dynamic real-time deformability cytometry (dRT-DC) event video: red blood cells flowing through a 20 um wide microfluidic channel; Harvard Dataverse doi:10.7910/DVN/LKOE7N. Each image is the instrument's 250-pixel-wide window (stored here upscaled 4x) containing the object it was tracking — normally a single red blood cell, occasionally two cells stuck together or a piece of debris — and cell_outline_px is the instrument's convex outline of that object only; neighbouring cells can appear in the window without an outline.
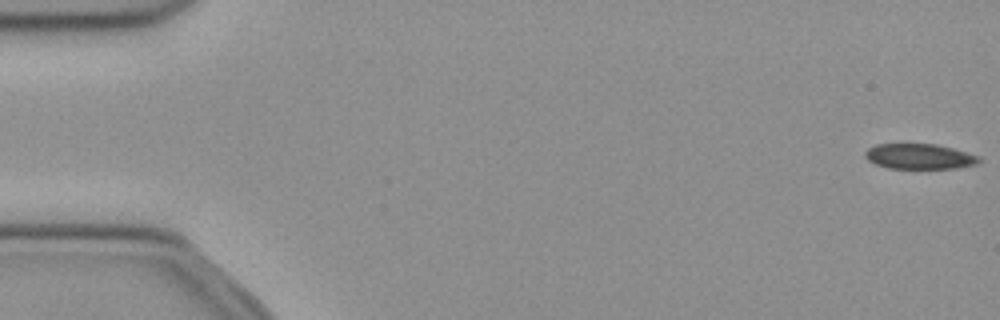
{"species": "common noctule bat (a hibernating species)", "species_latin": "Nyctalus noctula", "temperature_condition": "cold", "stored_images_in_passage": 11, "camera_frame_rate_fps": 3000, "um_per_image_px": 0.085, "animal": {"sex": "female", "body_mass_g": 21.9}, "frame": {"image": 1, "passage_image": 1, "time_ms": 0.0, "image_size_px": [1000, 320], "cell_outline_px": [[980, 160], [976, 164], [956, 168], [888, 168], [876, 164], [868, 160], [864, 156], [864, 152], [868, 148], [876, 144], [936, 144], [952, 148], [980, 156]], "centroid_in_image_um": [78.13, 13.29], "position_along_channel_um": 6.9, "area_um2": 16.7}}